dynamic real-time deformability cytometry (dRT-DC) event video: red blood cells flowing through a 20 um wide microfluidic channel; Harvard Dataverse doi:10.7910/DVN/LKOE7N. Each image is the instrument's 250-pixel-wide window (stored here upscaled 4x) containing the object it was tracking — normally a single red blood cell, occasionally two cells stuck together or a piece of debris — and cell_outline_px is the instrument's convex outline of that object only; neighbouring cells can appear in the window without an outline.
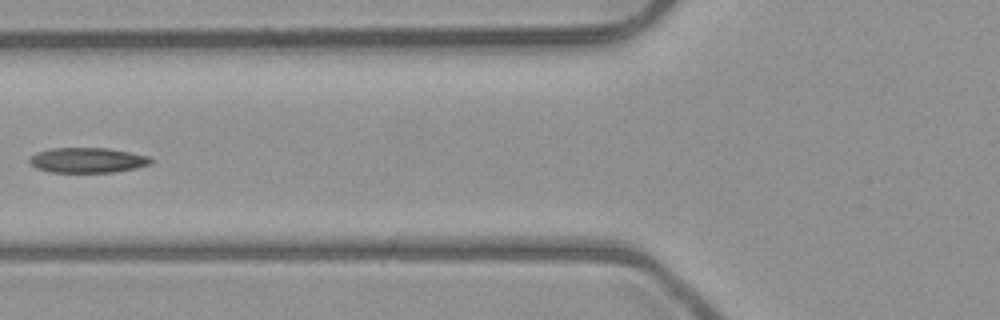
{"species": "common noctule bat (a hibernating species)", "species_latin": "Nyctalus noctula", "temperature_condition": "room temperature", "stored_images_in_passage": 6, "camera_frame_rate_fps": 3000, "um_per_image_px": 0.085, "animal": {"sex": "male", "body_mass_g": 23.1, "forearm_length_mm": 52.7}, "frame": {"image": 1, "passage_image": 6, "time_ms": 5.667, "image_size_px": [1000, 320], "cell_outline_px": [[152, 164], [136, 168], [112, 172], [52, 172], [36, 168], [28, 164], [28, 160], [36, 152], [52, 148], [108, 148], [148, 156], [152, 160]], "centroid_in_image_um": [7.41, 13.62], "position_along_channel_um": 118.4, "area_um2": 17.74}}